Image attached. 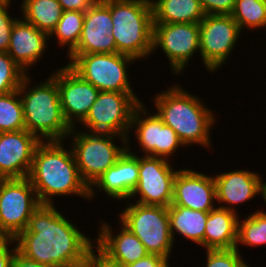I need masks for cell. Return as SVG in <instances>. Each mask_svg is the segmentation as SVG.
I'll return each mask as SVG.
<instances>
[{
    "instance_id": "6",
    "label": "cell",
    "mask_w": 266,
    "mask_h": 267,
    "mask_svg": "<svg viewBox=\"0 0 266 267\" xmlns=\"http://www.w3.org/2000/svg\"><path fill=\"white\" fill-rule=\"evenodd\" d=\"M115 138L122 144L115 145L114 142L117 141ZM67 139L70 141L80 177L88 187L112 167L127 150V137L79 129L77 131L76 127L71 129Z\"/></svg>"
},
{
    "instance_id": "11",
    "label": "cell",
    "mask_w": 266,
    "mask_h": 267,
    "mask_svg": "<svg viewBox=\"0 0 266 267\" xmlns=\"http://www.w3.org/2000/svg\"><path fill=\"white\" fill-rule=\"evenodd\" d=\"M40 204L28 178L0 179V231L15 238L27 228Z\"/></svg>"
},
{
    "instance_id": "22",
    "label": "cell",
    "mask_w": 266,
    "mask_h": 267,
    "mask_svg": "<svg viewBox=\"0 0 266 267\" xmlns=\"http://www.w3.org/2000/svg\"><path fill=\"white\" fill-rule=\"evenodd\" d=\"M101 227L98 228L96 246L110 259L123 264H131L149 253L144 244L121 222L120 231L115 235L109 223L99 221Z\"/></svg>"
},
{
    "instance_id": "38",
    "label": "cell",
    "mask_w": 266,
    "mask_h": 267,
    "mask_svg": "<svg viewBox=\"0 0 266 267\" xmlns=\"http://www.w3.org/2000/svg\"><path fill=\"white\" fill-rule=\"evenodd\" d=\"M97 0H58L61 4L63 11H81L85 12L89 9Z\"/></svg>"
},
{
    "instance_id": "33",
    "label": "cell",
    "mask_w": 266,
    "mask_h": 267,
    "mask_svg": "<svg viewBox=\"0 0 266 267\" xmlns=\"http://www.w3.org/2000/svg\"><path fill=\"white\" fill-rule=\"evenodd\" d=\"M10 9L8 4H0V52L8 51L13 25L19 19L8 14Z\"/></svg>"
},
{
    "instance_id": "39",
    "label": "cell",
    "mask_w": 266,
    "mask_h": 267,
    "mask_svg": "<svg viewBox=\"0 0 266 267\" xmlns=\"http://www.w3.org/2000/svg\"><path fill=\"white\" fill-rule=\"evenodd\" d=\"M12 267H55L44 265L21 255L17 250L13 256Z\"/></svg>"
},
{
    "instance_id": "14",
    "label": "cell",
    "mask_w": 266,
    "mask_h": 267,
    "mask_svg": "<svg viewBox=\"0 0 266 267\" xmlns=\"http://www.w3.org/2000/svg\"><path fill=\"white\" fill-rule=\"evenodd\" d=\"M142 103L134 110L129 134L132 131L135 133L139 149L144 155L171 161L177 149L185 145L170 126L165 125L155 112L148 113L147 107Z\"/></svg>"
},
{
    "instance_id": "23",
    "label": "cell",
    "mask_w": 266,
    "mask_h": 267,
    "mask_svg": "<svg viewBox=\"0 0 266 267\" xmlns=\"http://www.w3.org/2000/svg\"><path fill=\"white\" fill-rule=\"evenodd\" d=\"M239 213L216 206L209 211L204 232L205 250L236 248Z\"/></svg>"
},
{
    "instance_id": "41",
    "label": "cell",
    "mask_w": 266,
    "mask_h": 267,
    "mask_svg": "<svg viewBox=\"0 0 266 267\" xmlns=\"http://www.w3.org/2000/svg\"><path fill=\"white\" fill-rule=\"evenodd\" d=\"M13 2L11 0H0V4H8L11 5Z\"/></svg>"
},
{
    "instance_id": "29",
    "label": "cell",
    "mask_w": 266,
    "mask_h": 267,
    "mask_svg": "<svg viewBox=\"0 0 266 267\" xmlns=\"http://www.w3.org/2000/svg\"><path fill=\"white\" fill-rule=\"evenodd\" d=\"M242 244V245H240ZM240 246L259 247L266 245V213L257 210L238 221V239L236 249Z\"/></svg>"
},
{
    "instance_id": "8",
    "label": "cell",
    "mask_w": 266,
    "mask_h": 267,
    "mask_svg": "<svg viewBox=\"0 0 266 267\" xmlns=\"http://www.w3.org/2000/svg\"><path fill=\"white\" fill-rule=\"evenodd\" d=\"M67 65L99 91L134 93L128 67L135 58L121 53L68 54ZM131 83V84H130Z\"/></svg>"
},
{
    "instance_id": "9",
    "label": "cell",
    "mask_w": 266,
    "mask_h": 267,
    "mask_svg": "<svg viewBox=\"0 0 266 267\" xmlns=\"http://www.w3.org/2000/svg\"><path fill=\"white\" fill-rule=\"evenodd\" d=\"M136 93L100 91L87 116L83 130L127 137L135 108L142 102Z\"/></svg>"
},
{
    "instance_id": "20",
    "label": "cell",
    "mask_w": 266,
    "mask_h": 267,
    "mask_svg": "<svg viewBox=\"0 0 266 267\" xmlns=\"http://www.w3.org/2000/svg\"><path fill=\"white\" fill-rule=\"evenodd\" d=\"M259 174L243 169L215 174L213 177L216 184L218 207L237 213L235 205H240L254 199L257 195L259 196L262 179L261 174Z\"/></svg>"
},
{
    "instance_id": "10",
    "label": "cell",
    "mask_w": 266,
    "mask_h": 267,
    "mask_svg": "<svg viewBox=\"0 0 266 267\" xmlns=\"http://www.w3.org/2000/svg\"><path fill=\"white\" fill-rule=\"evenodd\" d=\"M241 33L231 15L206 14L203 17L199 23L200 57L208 73H217L225 65Z\"/></svg>"
},
{
    "instance_id": "32",
    "label": "cell",
    "mask_w": 266,
    "mask_h": 267,
    "mask_svg": "<svg viewBox=\"0 0 266 267\" xmlns=\"http://www.w3.org/2000/svg\"><path fill=\"white\" fill-rule=\"evenodd\" d=\"M205 267H251L243 260L241 251L233 249L205 250Z\"/></svg>"
},
{
    "instance_id": "35",
    "label": "cell",
    "mask_w": 266,
    "mask_h": 267,
    "mask_svg": "<svg viewBox=\"0 0 266 267\" xmlns=\"http://www.w3.org/2000/svg\"><path fill=\"white\" fill-rule=\"evenodd\" d=\"M205 14L230 15L234 9L235 0H200Z\"/></svg>"
},
{
    "instance_id": "12",
    "label": "cell",
    "mask_w": 266,
    "mask_h": 267,
    "mask_svg": "<svg viewBox=\"0 0 266 267\" xmlns=\"http://www.w3.org/2000/svg\"><path fill=\"white\" fill-rule=\"evenodd\" d=\"M159 48L171 72L181 75L195 53L200 54L199 23H153L152 54Z\"/></svg>"
},
{
    "instance_id": "30",
    "label": "cell",
    "mask_w": 266,
    "mask_h": 267,
    "mask_svg": "<svg viewBox=\"0 0 266 267\" xmlns=\"http://www.w3.org/2000/svg\"><path fill=\"white\" fill-rule=\"evenodd\" d=\"M25 129L23 105L19 90L0 95V133Z\"/></svg>"
},
{
    "instance_id": "31",
    "label": "cell",
    "mask_w": 266,
    "mask_h": 267,
    "mask_svg": "<svg viewBox=\"0 0 266 267\" xmlns=\"http://www.w3.org/2000/svg\"><path fill=\"white\" fill-rule=\"evenodd\" d=\"M25 75L7 52H0V95L18 90Z\"/></svg>"
},
{
    "instance_id": "40",
    "label": "cell",
    "mask_w": 266,
    "mask_h": 267,
    "mask_svg": "<svg viewBox=\"0 0 266 267\" xmlns=\"http://www.w3.org/2000/svg\"><path fill=\"white\" fill-rule=\"evenodd\" d=\"M264 180L261 179V187H260V197L265 201V206H266V182H263ZM266 213V212H265Z\"/></svg>"
},
{
    "instance_id": "16",
    "label": "cell",
    "mask_w": 266,
    "mask_h": 267,
    "mask_svg": "<svg viewBox=\"0 0 266 267\" xmlns=\"http://www.w3.org/2000/svg\"><path fill=\"white\" fill-rule=\"evenodd\" d=\"M41 142L26 129L0 133V179L27 178Z\"/></svg>"
},
{
    "instance_id": "17",
    "label": "cell",
    "mask_w": 266,
    "mask_h": 267,
    "mask_svg": "<svg viewBox=\"0 0 266 267\" xmlns=\"http://www.w3.org/2000/svg\"><path fill=\"white\" fill-rule=\"evenodd\" d=\"M129 144L130 138L127 139V150L118 161L89 187L90 200L95 198V190L98 189L111 199L129 201L139 181V155L133 153Z\"/></svg>"
},
{
    "instance_id": "5",
    "label": "cell",
    "mask_w": 266,
    "mask_h": 267,
    "mask_svg": "<svg viewBox=\"0 0 266 267\" xmlns=\"http://www.w3.org/2000/svg\"><path fill=\"white\" fill-rule=\"evenodd\" d=\"M111 12V34L116 53L136 60L150 58L153 47V11L150 0H101Z\"/></svg>"
},
{
    "instance_id": "27",
    "label": "cell",
    "mask_w": 266,
    "mask_h": 267,
    "mask_svg": "<svg viewBox=\"0 0 266 267\" xmlns=\"http://www.w3.org/2000/svg\"><path fill=\"white\" fill-rule=\"evenodd\" d=\"M84 17L85 12L74 10L63 11L62 17L50 35L51 40L52 37L57 38L58 45L68 50L67 55L78 45L82 33Z\"/></svg>"
},
{
    "instance_id": "3",
    "label": "cell",
    "mask_w": 266,
    "mask_h": 267,
    "mask_svg": "<svg viewBox=\"0 0 266 267\" xmlns=\"http://www.w3.org/2000/svg\"><path fill=\"white\" fill-rule=\"evenodd\" d=\"M167 90L158 92L154 98L156 114L165 125L170 126L187 146L198 144L212 147L211 130L216 123L215 113L203 100L176 83ZM211 135V136H210Z\"/></svg>"
},
{
    "instance_id": "2",
    "label": "cell",
    "mask_w": 266,
    "mask_h": 267,
    "mask_svg": "<svg viewBox=\"0 0 266 267\" xmlns=\"http://www.w3.org/2000/svg\"><path fill=\"white\" fill-rule=\"evenodd\" d=\"M65 141H42L36 148L28 175L41 204L53 205L56 196L89 198V187L81 179L72 151Z\"/></svg>"
},
{
    "instance_id": "4",
    "label": "cell",
    "mask_w": 266,
    "mask_h": 267,
    "mask_svg": "<svg viewBox=\"0 0 266 267\" xmlns=\"http://www.w3.org/2000/svg\"><path fill=\"white\" fill-rule=\"evenodd\" d=\"M46 81L31 86L30 74H26L19 87L23 105L25 129L41 141H66L71 127L66 122L56 82V70ZM66 139V140H65Z\"/></svg>"
},
{
    "instance_id": "28",
    "label": "cell",
    "mask_w": 266,
    "mask_h": 267,
    "mask_svg": "<svg viewBox=\"0 0 266 267\" xmlns=\"http://www.w3.org/2000/svg\"><path fill=\"white\" fill-rule=\"evenodd\" d=\"M237 22L241 32L244 29L260 30L266 27V0H235L230 14Z\"/></svg>"
},
{
    "instance_id": "36",
    "label": "cell",
    "mask_w": 266,
    "mask_h": 267,
    "mask_svg": "<svg viewBox=\"0 0 266 267\" xmlns=\"http://www.w3.org/2000/svg\"><path fill=\"white\" fill-rule=\"evenodd\" d=\"M11 245L13 249H11ZM16 250L14 238L7 236L0 238V267H12V260Z\"/></svg>"
},
{
    "instance_id": "24",
    "label": "cell",
    "mask_w": 266,
    "mask_h": 267,
    "mask_svg": "<svg viewBox=\"0 0 266 267\" xmlns=\"http://www.w3.org/2000/svg\"><path fill=\"white\" fill-rule=\"evenodd\" d=\"M209 212L192 210L182 206L168 207L170 233L176 241V233L183 239L204 247V232Z\"/></svg>"
},
{
    "instance_id": "18",
    "label": "cell",
    "mask_w": 266,
    "mask_h": 267,
    "mask_svg": "<svg viewBox=\"0 0 266 267\" xmlns=\"http://www.w3.org/2000/svg\"><path fill=\"white\" fill-rule=\"evenodd\" d=\"M216 184L213 175L178 169L173 183L172 205L209 212L216 207Z\"/></svg>"
},
{
    "instance_id": "21",
    "label": "cell",
    "mask_w": 266,
    "mask_h": 267,
    "mask_svg": "<svg viewBox=\"0 0 266 267\" xmlns=\"http://www.w3.org/2000/svg\"><path fill=\"white\" fill-rule=\"evenodd\" d=\"M20 18L13 25L7 53L28 74V69L46 54L50 36Z\"/></svg>"
},
{
    "instance_id": "19",
    "label": "cell",
    "mask_w": 266,
    "mask_h": 267,
    "mask_svg": "<svg viewBox=\"0 0 266 267\" xmlns=\"http://www.w3.org/2000/svg\"><path fill=\"white\" fill-rule=\"evenodd\" d=\"M110 9L97 0L85 11L78 45L69 54L116 53Z\"/></svg>"
},
{
    "instance_id": "26",
    "label": "cell",
    "mask_w": 266,
    "mask_h": 267,
    "mask_svg": "<svg viewBox=\"0 0 266 267\" xmlns=\"http://www.w3.org/2000/svg\"><path fill=\"white\" fill-rule=\"evenodd\" d=\"M22 19L33 24L49 36L62 17L63 9L58 0H23L19 7Z\"/></svg>"
},
{
    "instance_id": "42",
    "label": "cell",
    "mask_w": 266,
    "mask_h": 267,
    "mask_svg": "<svg viewBox=\"0 0 266 267\" xmlns=\"http://www.w3.org/2000/svg\"><path fill=\"white\" fill-rule=\"evenodd\" d=\"M5 235L0 231V238L4 237Z\"/></svg>"
},
{
    "instance_id": "7",
    "label": "cell",
    "mask_w": 266,
    "mask_h": 267,
    "mask_svg": "<svg viewBox=\"0 0 266 267\" xmlns=\"http://www.w3.org/2000/svg\"><path fill=\"white\" fill-rule=\"evenodd\" d=\"M119 214V222L126 226L144 244L149 254L171 258L175 242L169 225L168 207L127 203Z\"/></svg>"
},
{
    "instance_id": "15",
    "label": "cell",
    "mask_w": 266,
    "mask_h": 267,
    "mask_svg": "<svg viewBox=\"0 0 266 267\" xmlns=\"http://www.w3.org/2000/svg\"><path fill=\"white\" fill-rule=\"evenodd\" d=\"M63 116L71 128H77L98 97L99 90L82 79L67 64L56 71Z\"/></svg>"
},
{
    "instance_id": "34",
    "label": "cell",
    "mask_w": 266,
    "mask_h": 267,
    "mask_svg": "<svg viewBox=\"0 0 266 267\" xmlns=\"http://www.w3.org/2000/svg\"><path fill=\"white\" fill-rule=\"evenodd\" d=\"M84 267H126V266L110 259L94 244L90 248L87 254Z\"/></svg>"
},
{
    "instance_id": "1",
    "label": "cell",
    "mask_w": 266,
    "mask_h": 267,
    "mask_svg": "<svg viewBox=\"0 0 266 267\" xmlns=\"http://www.w3.org/2000/svg\"><path fill=\"white\" fill-rule=\"evenodd\" d=\"M64 216L55 204H40L27 228L14 238L17 251L44 265L84 267L95 240Z\"/></svg>"
},
{
    "instance_id": "25",
    "label": "cell",
    "mask_w": 266,
    "mask_h": 267,
    "mask_svg": "<svg viewBox=\"0 0 266 267\" xmlns=\"http://www.w3.org/2000/svg\"><path fill=\"white\" fill-rule=\"evenodd\" d=\"M153 23H200L206 15L200 0H150Z\"/></svg>"
},
{
    "instance_id": "37",
    "label": "cell",
    "mask_w": 266,
    "mask_h": 267,
    "mask_svg": "<svg viewBox=\"0 0 266 267\" xmlns=\"http://www.w3.org/2000/svg\"><path fill=\"white\" fill-rule=\"evenodd\" d=\"M126 267H169V261L159 255L148 254L144 258H141Z\"/></svg>"
},
{
    "instance_id": "13",
    "label": "cell",
    "mask_w": 266,
    "mask_h": 267,
    "mask_svg": "<svg viewBox=\"0 0 266 267\" xmlns=\"http://www.w3.org/2000/svg\"><path fill=\"white\" fill-rule=\"evenodd\" d=\"M177 172L169 160L139 155V181L129 200H137L134 202L145 205L169 207L172 204L173 183Z\"/></svg>"
}]
</instances>
